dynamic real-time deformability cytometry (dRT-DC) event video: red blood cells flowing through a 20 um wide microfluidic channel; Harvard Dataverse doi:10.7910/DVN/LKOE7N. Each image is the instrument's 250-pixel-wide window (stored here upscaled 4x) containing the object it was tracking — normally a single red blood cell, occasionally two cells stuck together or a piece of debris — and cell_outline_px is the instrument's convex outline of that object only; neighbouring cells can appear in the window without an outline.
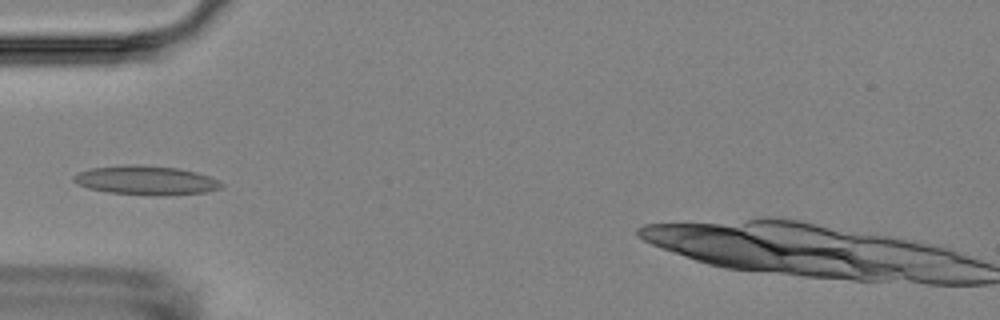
{"species": "Egyptian fruit bat (a non-hibernating species)", "species_latin": "Rousettus aegyptiacus", "temperature_condition": "room temperature", "stored_images_in_passage": 4, "camera_frame_rate_fps": 3000, "um_per_image_px": 0.085, "animal": {"sex": "female"}, "frame": {"image": 1, "passage_image": 4, "time_ms": 3.667, "image_size_px": [1000, 320], "cell_outline_px": [[224, 184], [220, 188], [204, 192], [164, 196], [152, 196], [108, 192], [88, 188], [76, 184], [72, 180], [72, 176], [80, 172], [92, 168], [124, 164], [136, 164], [176, 168], [196, 172], [220, 180]], "centroid_in_image_um": [12.39, 15.33], "position_along_channel_um": 72.6, "area_um2": 25.2}}